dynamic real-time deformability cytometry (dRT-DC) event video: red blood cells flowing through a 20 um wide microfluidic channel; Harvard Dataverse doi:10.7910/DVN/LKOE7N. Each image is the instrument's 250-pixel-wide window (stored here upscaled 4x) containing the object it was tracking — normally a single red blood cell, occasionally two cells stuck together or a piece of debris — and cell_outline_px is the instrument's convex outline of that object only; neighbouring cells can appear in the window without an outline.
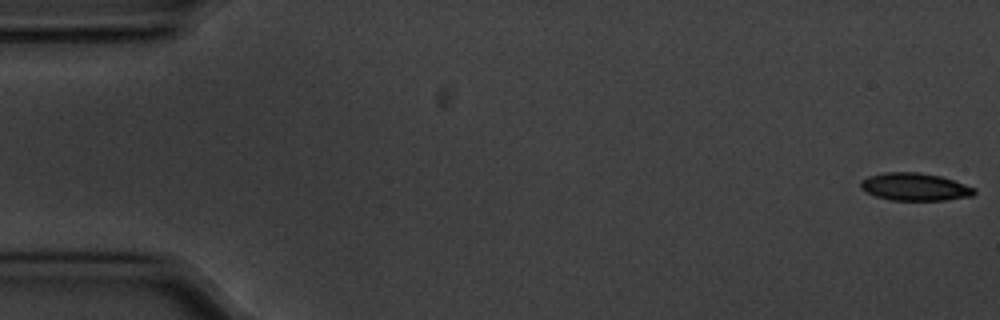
{"species": "common noctule bat (a hibernating species)", "species_latin": "Nyctalus noctula", "temperature_condition": "cold", "stored_images_in_passage": 56, "camera_frame_rate_fps": 3000, "um_per_image_px": 0.085, "animal": {"sex": "male", "body_mass_g": 20.1, "forearm_length_mm": 53.5}, "frame": {"image": 1, "passage_image": 1, "time_ms": 0.0, "image_size_px": [1000, 320], "cell_outline_px": [[976, 192], [972, 196], [944, 200], [892, 200], [876, 196], [860, 188], [860, 184], [868, 176], [884, 172], [916, 172], [940, 176], [976, 188]], "centroid_in_image_um": [77.77, 15.88], "position_along_channel_um": 7.2, "area_um2": 18.09}}
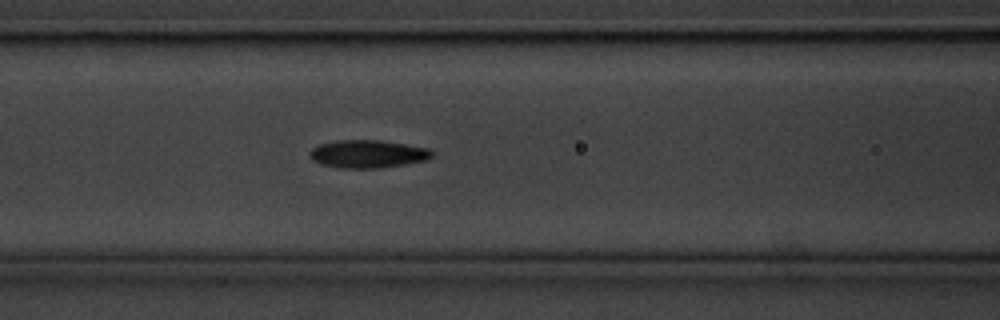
{"frame": {"image": 2, "passage_image": 23, "time_ms": 7.333, "image_size_px": [1000, 320], "cell_outline_px": [[432, 156], [428, 160], [380, 168], [336, 168], [320, 164], [312, 160], [308, 156], [308, 152], [312, 148], [320, 144], [336, 140], [376, 140], [404, 144], [428, 148], [432, 152]], "centroid_in_image_um": [31.2, 13.09], "position_along_channel_um": 135.4, "area_um2": 19.94}}
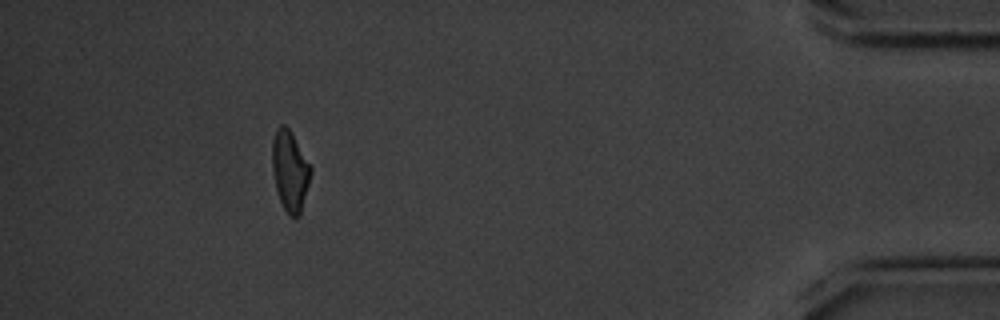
{"frame": {"image": 3, "passage_image": 51, "time_ms": 16.667, "image_size_px": [1000, 320], "cell_outline_px": [[312, 172], [300, 216], [292, 220], [288, 216], [280, 200], [276, 188], [272, 172], [272, 140], [276, 128], [280, 124], [284, 124], [292, 132], [312, 168]], "centroid_in_image_um": [24.65, 14.54], "position_along_channel_um": 410.6, "area_um2": 18.38}, "authors_computed_cell_mechanics": {"area_um2": 19.0162, "velocity_mm_per_s": 3.5736, "shape_relaxation_time_tau1_ms": 3.0337, "shape_relaxation_time_tau2_ms": null, "deformation_change_tau1": 0.1271, "deformation_change_tau2": null}}